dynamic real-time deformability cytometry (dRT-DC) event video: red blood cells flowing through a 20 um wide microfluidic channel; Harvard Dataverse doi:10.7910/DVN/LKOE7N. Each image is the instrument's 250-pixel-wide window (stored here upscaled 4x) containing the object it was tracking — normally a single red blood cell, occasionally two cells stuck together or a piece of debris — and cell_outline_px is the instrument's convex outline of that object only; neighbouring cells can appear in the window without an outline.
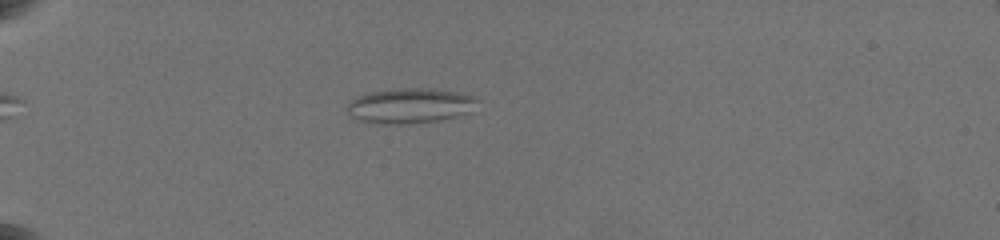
{"species": "common noctule bat (a hibernating species)", "species_latin": "Nyctalus noctula", "temperature_condition": "warm", "stored_images_in_passage": 77, "camera_frame_rate_fps": 3000, "um_per_image_px": 0.085, "animal": {"sex": "female", "body_mass_g": 19.5, "forearm_length_mm": 54.1}, "frame": {"image": 1, "passage_image": 25, "time_ms": 6.333, "image_size_px": [1000, 240], "cell_outline_px": [[480, 100], [468, 112], [436, 120], [408, 124], [372, 124], [356, 120], [352, 116], [348, 108], [348, 104], [356, 96], [372, 92], [392, 88], [428, 88], [460, 92], [476, 96]], "centroid_in_image_um": [34.83, 8.97], "position_along_channel_um": 50.2, "area_um2": 26.65}}
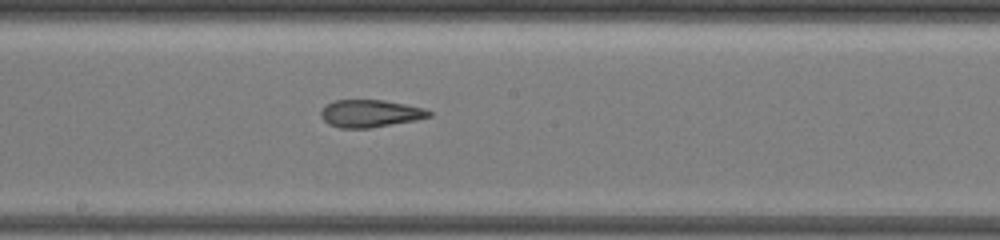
{"frame": {"image": 2, "passage_image": 46, "time_ms": 12.0, "image_size_px": [1000, 240], "cell_outline_px": [[432, 116], [416, 120], [368, 128], [340, 128], [328, 124], [320, 116], [320, 112], [332, 100], [384, 100], [424, 108], [432, 112]], "centroid_in_image_um": [31.46, 9.64], "position_along_channel_um": 216.7, "area_um2": 17.22}}
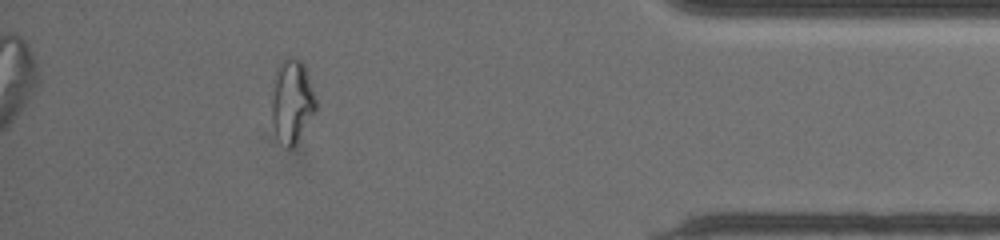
{"frame": {"image": 3, "passage_image": 70, "time_ms": 18.333, "image_size_px": [1000, 240], "cell_outline_px": [[316, 108], [296, 144], [292, 148], [288, 148], [276, 136], [272, 120], [272, 100], [276, 72], [284, 60], [288, 56], [292, 56], [300, 60], [304, 64], [316, 100]], "centroid_in_image_um": [24.82, 8.61], "position_along_channel_um": 410.4, "area_um2": 20.87}, "authors_computed_cell_mechanics": {"area_um2": 21.2704, "velocity_mm_per_s": 3.5982, "shape_relaxation_time_tau1_ms": null, "shape_relaxation_time_tau2_ms": 2.1707, "deformation_change_tau1": null, "deformation_change_tau2": 0.1143}}